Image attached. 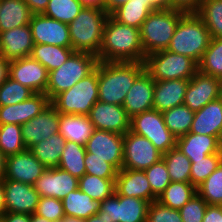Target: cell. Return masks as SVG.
Listing matches in <instances>:
<instances>
[{
  "mask_svg": "<svg viewBox=\"0 0 222 222\" xmlns=\"http://www.w3.org/2000/svg\"><path fill=\"white\" fill-rule=\"evenodd\" d=\"M97 57L99 62H144L140 29L119 23L109 15Z\"/></svg>",
  "mask_w": 222,
  "mask_h": 222,
  "instance_id": "cell-1",
  "label": "cell"
},
{
  "mask_svg": "<svg viewBox=\"0 0 222 222\" xmlns=\"http://www.w3.org/2000/svg\"><path fill=\"white\" fill-rule=\"evenodd\" d=\"M144 70L143 62H98V101L123 105L126 94Z\"/></svg>",
  "mask_w": 222,
  "mask_h": 222,
  "instance_id": "cell-2",
  "label": "cell"
},
{
  "mask_svg": "<svg viewBox=\"0 0 222 222\" xmlns=\"http://www.w3.org/2000/svg\"><path fill=\"white\" fill-rule=\"evenodd\" d=\"M212 37L201 18L195 12L185 13L176 26L167 50L201 61Z\"/></svg>",
  "mask_w": 222,
  "mask_h": 222,
  "instance_id": "cell-3",
  "label": "cell"
},
{
  "mask_svg": "<svg viewBox=\"0 0 222 222\" xmlns=\"http://www.w3.org/2000/svg\"><path fill=\"white\" fill-rule=\"evenodd\" d=\"M109 15L101 8L83 7L68 24L72 49L98 56L105 22Z\"/></svg>",
  "mask_w": 222,
  "mask_h": 222,
  "instance_id": "cell-4",
  "label": "cell"
},
{
  "mask_svg": "<svg viewBox=\"0 0 222 222\" xmlns=\"http://www.w3.org/2000/svg\"><path fill=\"white\" fill-rule=\"evenodd\" d=\"M186 12L178 9L151 12L140 28V40L145 56L169 47L180 18Z\"/></svg>",
  "mask_w": 222,
  "mask_h": 222,
  "instance_id": "cell-5",
  "label": "cell"
},
{
  "mask_svg": "<svg viewBox=\"0 0 222 222\" xmlns=\"http://www.w3.org/2000/svg\"><path fill=\"white\" fill-rule=\"evenodd\" d=\"M98 62V57L91 53L74 52L60 67L49 72L45 94L52 101L58 94L92 73Z\"/></svg>",
  "mask_w": 222,
  "mask_h": 222,
  "instance_id": "cell-6",
  "label": "cell"
},
{
  "mask_svg": "<svg viewBox=\"0 0 222 222\" xmlns=\"http://www.w3.org/2000/svg\"><path fill=\"white\" fill-rule=\"evenodd\" d=\"M98 101V64L96 69L70 89L58 94L51 104L60 114L88 116Z\"/></svg>",
  "mask_w": 222,
  "mask_h": 222,
  "instance_id": "cell-7",
  "label": "cell"
},
{
  "mask_svg": "<svg viewBox=\"0 0 222 222\" xmlns=\"http://www.w3.org/2000/svg\"><path fill=\"white\" fill-rule=\"evenodd\" d=\"M145 71L155 80H190L198 71V64L190 57L167 49L153 52L144 59Z\"/></svg>",
  "mask_w": 222,
  "mask_h": 222,
  "instance_id": "cell-8",
  "label": "cell"
},
{
  "mask_svg": "<svg viewBox=\"0 0 222 222\" xmlns=\"http://www.w3.org/2000/svg\"><path fill=\"white\" fill-rule=\"evenodd\" d=\"M130 131L146 137L161 152L166 153L176 147V137L164 123L162 112L152 109L131 118Z\"/></svg>",
  "mask_w": 222,
  "mask_h": 222,
  "instance_id": "cell-9",
  "label": "cell"
},
{
  "mask_svg": "<svg viewBox=\"0 0 222 222\" xmlns=\"http://www.w3.org/2000/svg\"><path fill=\"white\" fill-rule=\"evenodd\" d=\"M149 202L114 192L99 203L97 214L108 222H146Z\"/></svg>",
  "mask_w": 222,
  "mask_h": 222,
  "instance_id": "cell-10",
  "label": "cell"
},
{
  "mask_svg": "<svg viewBox=\"0 0 222 222\" xmlns=\"http://www.w3.org/2000/svg\"><path fill=\"white\" fill-rule=\"evenodd\" d=\"M161 153L146 137L130 130L124 134L122 169L144 171L162 159Z\"/></svg>",
  "mask_w": 222,
  "mask_h": 222,
  "instance_id": "cell-11",
  "label": "cell"
},
{
  "mask_svg": "<svg viewBox=\"0 0 222 222\" xmlns=\"http://www.w3.org/2000/svg\"><path fill=\"white\" fill-rule=\"evenodd\" d=\"M123 143L122 134L94 129L85 148L86 152L91 153V157L103 159L120 171L123 164Z\"/></svg>",
  "mask_w": 222,
  "mask_h": 222,
  "instance_id": "cell-12",
  "label": "cell"
},
{
  "mask_svg": "<svg viewBox=\"0 0 222 222\" xmlns=\"http://www.w3.org/2000/svg\"><path fill=\"white\" fill-rule=\"evenodd\" d=\"M29 25L34 44L72 47L68 24L43 14H33Z\"/></svg>",
  "mask_w": 222,
  "mask_h": 222,
  "instance_id": "cell-13",
  "label": "cell"
},
{
  "mask_svg": "<svg viewBox=\"0 0 222 222\" xmlns=\"http://www.w3.org/2000/svg\"><path fill=\"white\" fill-rule=\"evenodd\" d=\"M48 71L31 56L10 60L9 77L35 93H46Z\"/></svg>",
  "mask_w": 222,
  "mask_h": 222,
  "instance_id": "cell-14",
  "label": "cell"
},
{
  "mask_svg": "<svg viewBox=\"0 0 222 222\" xmlns=\"http://www.w3.org/2000/svg\"><path fill=\"white\" fill-rule=\"evenodd\" d=\"M222 81L199 70L189 80L183 104L196 112L220 97Z\"/></svg>",
  "mask_w": 222,
  "mask_h": 222,
  "instance_id": "cell-15",
  "label": "cell"
},
{
  "mask_svg": "<svg viewBox=\"0 0 222 222\" xmlns=\"http://www.w3.org/2000/svg\"><path fill=\"white\" fill-rule=\"evenodd\" d=\"M94 129L124 135L130 130L131 118L122 105L97 101L88 115Z\"/></svg>",
  "mask_w": 222,
  "mask_h": 222,
  "instance_id": "cell-16",
  "label": "cell"
},
{
  "mask_svg": "<svg viewBox=\"0 0 222 222\" xmlns=\"http://www.w3.org/2000/svg\"><path fill=\"white\" fill-rule=\"evenodd\" d=\"M60 113L50 103L40 114L21 125L27 149L59 132Z\"/></svg>",
  "mask_w": 222,
  "mask_h": 222,
  "instance_id": "cell-17",
  "label": "cell"
},
{
  "mask_svg": "<svg viewBox=\"0 0 222 222\" xmlns=\"http://www.w3.org/2000/svg\"><path fill=\"white\" fill-rule=\"evenodd\" d=\"M47 168L26 149L6 157L4 179L34 185Z\"/></svg>",
  "mask_w": 222,
  "mask_h": 222,
  "instance_id": "cell-18",
  "label": "cell"
},
{
  "mask_svg": "<svg viewBox=\"0 0 222 222\" xmlns=\"http://www.w3.org/2000/svg\"><path fill=\"white\" fill-rule=\"evenodd\" d=\"M79 179L59 167L47 168L34 183L40 197L62 200L69 192L78 188Z\"/></svg>",
  "mask_w": 222,
  "mask_h": 222,
  "instance_id": "cell-19",
  "label": "cell"
},
{
  "mask_svg": "<svg viewBox=\"0 0 222 222\" xmlns=\"http://www.w3.org/2000/svg\"><path fill=\"white\" fill-rule=\"evenodd\" d=\"M6 212L34 214L40 195L33 185L4 179Z\"/></svg>",
  "mask_w": 222,
  "mask_h": 222,
  "instance_id": "cell-20",
  "label": "cell"
},
{
  "mask_svg": "<svg viewBox=\"0 0 222 222\" xmlns=\"http://www.w3.org/2000/svg\"><path fill=\"white\" fill-rule=\"evenodd\" d=\"M51 103L45 93H35L14 105L0 106V125H23L40 114Z\"/></svg>",
  "mask_w": 222,
  "mask_h": 222,
  "instance_id": "cell-21",
  "label": "cell"
},
{
  "mask_svg": "<svg viewBox=\"0 0 222 222\" xmlns=\"http://www.w3.org/2000/svg\"><path fill=\"white\" fill-rule=\"evenodd\" d=\"M154 87L155 80L145 70L136 78L122 105L130 118L153 109Z\"/></svg>",
  "mask_w": 222,
  "mask_h": 222,
  "instance_id": "cell-22",
  "label": "cell"
},
{
  "mask_svg": "<svg viewBox=\"0 0 222 222\" xmlns=\"http://www.w3.org/2000/svg\"><path fill=\"white\" fill-rule=\"evenodd\" d=\"M115 192L122 196L141 198L149 203L158 198L152 192L147 176L142 170L121 169L118 171Z\"/></svg>",
  "mask_w": 222,
  "mask_h": 222,
  "instance_id": "cell-23",
  "label": "cell"
},
{
  "mask_svg": "<svg viewBox=\"0 0 222 222\" xmlns=\"http://www.w3.org/2000/svg\"><path fill=\"white\" fill-rule=\"evenodd\" d=\"M33 45L30 25L0 32V54L9 61L30 56Z\"/></svg>",
  "mask_w": 222,
  "mask_h": 222,
  "instance_id": "cell-24",
  "label": "cell"
},
{
  "mask_svg": "<svg viewBox=\"0 0 222 222\" xmlns=\"http://www.w3.org/2000/svg\"><path fill=\"white\" fill-rule=\"evenodd\" d=\"M191 133L209 135L222 141V100L220 97L194 113Z\"/></svg>",
  "mask_w": 222,
  "mask_h": 222,
  "instance_id": "cell-25",
  "label": "cell"
},
{
  "mask_svg": "<svg viewBox=\"0 0 222 222\" xmlns=\"http://www.w3.org/2000/svg\"><path fill=\"white\" fill-rule=\"evenodd\" d=\"M189 80L172 79L155 81L153 109L164 112L182 105Z\"/></svg>",
  "mask_w": 222,
  "mask_h": 222,
  "instance_id": "cell-26",
  "label": "cell"
},
{
  "mask_svg": "<svg viewBox=\"0 0 222 222\" xmlns=\"http://www.w3.org/2000/svg\"><path fill=\"white\" fill-rule=\"evenodd\" d=\"M176 147L190 160H199L210 154L222 153V143L216 137L191 132L177 138Z\"/></svg>",
  "mask_w": 222,
  "mask_h": 222,
  "instance_id": "cell-27",
  "label": "cell"
},
{
  "mask_svg": "<svg viewBox=\"0 0 222 222\" xmlns=\"http://www.w3.org/2000/svg\"><path fill=\"white\" fill-rule=\"evenodd\" d=\"M32 15L24 0H0V32L29 25Z\"/></svg>",
  "mask_w": 222,
  "mask_h": 222,
  "instance_id": "cell-28",
  "label": "cell"
},
{
  "mask_svg": "<svg viewBox=\"0 0 222 222\" xmlns=\"http://www.w3.org/2000/svg\"><path fill=\"white\" fill-rule=\"evenodd\" d=\"M94 130L88 116L60 114L59 133L66 140L86 145Z\"/></svg>",
  "mask_w": 222,
  "mask_h": 222,
  "instance_id": "cell-29",
  "label": "cell"
},
{
  "mask_svg": "<svg viewBox=\"0 0 222 222\" xmlns=\"http://www.w3.org/2000/svg\"><path fill=\"white\" fill-rule=\"evenodd\" d=\"M61 201L65 216L86 220L99 211V202L93 200L79 188L69 192Z\"/></svg>",
  "mask_w": 222,
  "mask_h": 222,
  "instance_id": "cell-30",
  "label": "cell"
},
{
  "mask_svg": "<svg viewBox=\"0 0 222 222\" xmlns=\"http://www.w3.org/2000/svg\"><path fill=\"white\" fill-rule=\"evenodd\" d=\"M65 143V137L57 132L50 138L32 146L29 150L46 168H55L59 166Z\"/></svg>",
  "mask_w": 222,
  "mask_h": 222,
  "instance_id": "cell-31",
  "label": "cell"
},
{
  "mask_svg": "<svg viewBox=\"0 0 222 222\" xmlns=\"http://www.w3.org/2000/svg\"><path fill=\"white\" fill-rule=\"evenodd\" d=\"M155 11L147 0H128L111 16L119 23L140 29L148 15Z\"/></svg>",
  "mask_w": 222,
  "mask_h": 222,
  "instance_id": "cell-32",
  "label": "cell"
},
{
  "mask_svg": "<svg viewBox=\"0 0 222 222\" xmlns=\"http://www.w3.org/2000/svg\"><path fill=\"white\" fill-rule=\"evenodd\" d=\"M74 52L72 47L34 44L30 56L39 61L49 73L60 67Z\"/></svg>",
  "mask_w": 222,
  "mask_h": 222,
  "instance_id": "cell-33",
  "label": "cell"
},
{
  "mask_svg": "<svg viewBox=\"0 0 222 222\" xmlns=\"http://www.w3.org/2000/svg\"><path fill=\"white\" fill-rule=\"evenodd\" d=\"M85 154V146L66 140L58 167L68 171L72 176H75L79 179L86 172L84 165Z\"/></svg>",
  "mask_w": 222,
  "mask_h": 222,
  "instance_id": "cell-34",
  "label": "cell"
},
{
  "mask_svg": "<svg viewBox=\"0 0 222 222\" xmlns=\"http://www.w3.org/2000/svg\"><path fill=\"white\" fill-rule=\"evenodd\" d=\"M195 194H197V188L191 183L171 181L166 189L158 196L157 201L171 209L179 210Z\"/></svg>",
  "mask_w": 222,
  "mask_h": 222,
  "instance_id": "cell-35",
  "label": "cell"
},
{
  "mask_svg": "<svg viewBox=\"0 0 222 222\" xmlns=\"http://www.w3.org/2000/svg\"><path fill=\"white\" fill-rule=\"evenodd\" d=\"M194 111L184 104L162 112L164 123L170 132L179 138L190 132Z\"/></svg>",
  "mask_w": 222,
  "mask_h": 222,
  "instance_id": "cell-36",
  "label": "cell"
},
{
  "mask_svg": "<svg viewBox=\"0 0 222 222\" xmlns=\"http://www.w3.org/2000/svg\"><path fill=\"white\" fill-rule=\"evenodd\" d=\"M171 181L190 183L191 161L177 147L162 156Z\"/></svg>",
  "mask_w": 222,
  "mask_h": 222,
  "instance_id": "cell-37",
  "label": "cell"
},
{
  "mask_svg": "<svg viewBox=\"0 0 222 222\" xmlns=\"http://www.w3.org/2000/svg\"><path fill=\"white\" fill-rule=\"evenodd\" d=\"M195 13L201 18L212 38H222V0H202Z\"/></svg>",
  "mask_w": 222,
  "mask_h": 222,
  "instance_id": "cell-38",
  "label": "cell"
},
{
  "mask_svg": "<svg viewBox=\"0 0 222 222\" xmlns=\"http://www.w3.org/2000/svg\"><path fill=\"white\" fill-rule=\"evenodd\" d=\"M78 188L100 203L115 192V179H102L98 176L84 174L79 178Z\"/></svg>",
  "mask_w": 222,
  "mask_h": 222,
  "instance_id": "cell-39",
  "label": "cell"
},
{
  "mask_svg": "<svg viewBox=\"0 0 222 222\" xmlns=\"http://www.w3.org/2000/svg\"><path fill=\"white\" fill-rule=\"evenodd\" d=\"M198 70L206 75L219 78L222 81V38H212L201 61Z\"/></svg>",
  "mask_w": 222,
  "mask_h": 222,
  "instance_id": "cell-40",
  "label": "cell"
},
{
  "mask_svg": "<svg viewBox=\"0 0 222 222\" xmlns=\"http://www.w3.org/2000/svg\"><path fill=\"white\" fill-rule=\"evenodd\" d=\"M83 7L79 0H49L42 14L69 24L77 17Z\"/></svg>",
  "mask_w": 222,
  "mask_h": 222,
  "instance_id": "cell-41",
  "label": "cell"
},
{
  "mask_svg": "<svg viewBox=\"0 0 222 222\" xmlns=\"http://www.w3.org/2000/svg\"><path fill=\"white\" fill-rule=\"evenodd\" d=\"M21 126L17 124L0 125V151L7 157L26 150Z\"/></svg>",
  "mask_w": 222,
  "mask_h": 222,
  "instance_id": "cell-42",
  "label": "cell"
},
{
  "mask_svg": "<svg viewBox=\"0 0 222 222\" xmlns=\"http://www.w3.org/2000/svg\"><path fill=\"white\" fill-rule=\"evenodd\" d=\"M197 193L208 205H222V162L217 169L197 187Z\"/></svg>",
  "mask_w": 222,
  "mask_h": 222,
  "instance_id": "cell-43",
  "label": "cell"
},
{
  "mask_svg": "<svg viewBox=\"0 0 222 222\" xmlns=\"http://www.w3.org/2000/svg\"><path fill=\"white\" fill-rule=\"evenodd\" d=\"M190 161V183L197 188L220 165L222 162V153H214L207 155L203 159Z\"/></svg>",
  "mask_w": 222,
  "mask_h": 222,
  "instance_id": "cell-44",
  "label": "cell"
},
{
  "mask_svg": "<svg viewBox=\"0 0 222 222\" xmlns=\"http://www.w3.org/2000/svg\"><path fill=\"white\" fill-rule=\"evenodd\" d=\"M34 91L8 77L0 85V106L14 105L30 98Z\"/></svg>",
  "mask_w": 222,
  "mask_h": 222,
  "instance_id": "cell-45",
  "label": "cell"
},
{
  "mask_svg": "<svg viewBox=\"0 0 222 222\" xmlns=\"http://www.w3.org/2000/svg\"><path fill=\"white\" fill-rule=\"evenodd\" d=\"M152 192L158 197L171 183L167 166L163 159L144 170Z\"/></svg>",
  "mask_w": 222,
  "mask_h": 222,
  "instance_id": "cell-46",
  "label": "cell"
},
{
  "mask_svg": "<svg viewBox=\"0 0 222 222\" xmlns=\"http://www.w3.org/2000/svg\"><path fill=\"white\" fill-rule=\"evenodd\" d=\"M86 172L98 176L102 179H116L118 171L110 164L97 157H91V153L86 152L84 158Z\"/></svg>",
  "mask_w": 222,
  "mask_h": 222,
  "instance_id": "cell-47",
  "label": "cell"
},
{
  "mask_svg": "<svg viewBox=\"0 0 222 222\" xmlns=\"http://www.w3.org/2000/svg\"><path fill=\"white\" fill-rule=\"evenodd\" d=\"M146 222H183L180 212L177 209H171L157 200L149 204L146 216Z\"/></svg>",
  "mask_w": 222,
  "mask_h": 222,
  "instance_id": "cell-48",
  "label": "cell"
},
{
  "mask_svg": "<svg viewBox=\"0 0 222 222\" xmlns=\"http://www.w3.org/2000/svg\"><path fill=\"white\" fill-rule=\"evenodd\" d=\"M35 214L48 221H60L65 217L62 201L53 197H40Z\"/></svg>",
  "mask_w": 222,
  "mask_h": 222,
  "instance_id": "cell-49",
  "label": "cell"
},
{
  "mask_svg": "<svg viewBox=\"0 0 222 222\" xmlns=\"http://www.w3.org/2000/svg\"><path fill=\"white\" fill-rule=\"evenodd\" d=\"M208 204L197 193L179 209L183 222H202Z\"/></svg>",
  "mask_w": 222,
  "mask_h": 222,
  "instance_id": "cell-50",
  "label": "cell"
},
{
  "mask_svg": "<svg viewBox=\"0 0 222 222\" xmlns=\"http://www.w3.org/2000/svg\"><path fill=\"white\" fill-rule=\"evenodd\" d=\"M202 0H172V9L182 10L186 13L196 12Z\"/></svg>",
  "mask_w": 222,
  "mask_h": 222,
  "instance_id": "cell-51",
  "label": "cell"
},
{
  "mask_svg": "<svg viewBox=\"0 0 222 222\" xmlns=\"http://www.w3.org/2000/svg\"><path fill=\"white\" fill-rule=\"evenodd\" d=\"M202 222H222V205H208Z\"/></svg>",
  "mask_w": 222,
  "mask_h": 222,
  "instance_id": "cell-52",
  "label": "cell"
},
{
  "mask_svg": "<svg viewBox=\"0 0 222 222\" xmlns=\"http://www.w3.org/2000/svg\"><path fill=\"white\" fill-rule=\"evenodd\" d=\"M33 14H42L49 0H24Z\"/></svg>",
  "mask_w": 222,
  "mask_h": 222,
  "instance_id": "cell-53",
  "label": "cell"
},
{
  "mask_svg": "<svg viewBox=\"0 0 222 222\" xmlns=\"http://www.w3.org/2000/svg\"><path fill=\"white\" fill-rule=\"evenodd\" d=\"M4 222H30V214L6 212L3 215Z\"/></svg>",
  "mask_w": 222,
  "mask_h": 222,
  "instance_id": "cell-54",
  "label": "cell"
},
{
  "mask_svg": "<svg viewBox=\"0 0 222 222\" xmlns=\"http://www.w3.org/2000/svg\"><path fill=\"white\" fill-rule=\"evenodd\" d=\"M128 0H104L103 10L111 15L115 10L121 7Z\"/></svg>",
  "mask_w": 222,
  "mask_h": 222,
  "instance_id": "cell-55",
  "label": "cell"
},
{
  "mask_svg": "<svg viewBox=\"0 0 222 222\" xmlns=\"http://www.w3.org/2000/svg\"><path fill=\"white\" fill-rule=\"evenodd\" d=\"M154 10H170L172 9V0H147Z\"/></svg>",
  "mask_w": 222,
  "mask_h": 222,
  "instance_id": "cell-56",
  "label": "cell"
},
{
  "mask_svg": "<svg viewBox=\"0 0 222 222\" xmlns=\"http://www.w3.org/2000/svg\"><path fill=\"white\" fill-rule=\"evenodd\" d=\"M10 61L0 55V85L9 77Z\"/></svg>",
  "mask_w": 222,
  "mask_h": 222,
  "instance_id": "cell-57",
  "label": "cell"
},
{
  "mask_svg": "<svg viewBox=\"0 0 222 222\" xmlns=\"http://www.w3.org/2000/svg\"><path fill=\"white\" fill-rule=\"evenodd\" d=\"M84 7H94L103 9L104 0H79Z\"/></svg>",
  "mask_w": 222,
  "mask_h": 222,
  "instance_id": "cell-58",
  "label": "cell"
},
{
  "mask_svg": "<svg viewBox=\"0 0 222 222\" xmlns=\"http://www.w3.org/2000/svg\"><path fill=\"white\" fill-rule=\"evenodd\" d=\"M6 213L5 206V192L3 188V182L0 183V217Z\"/></svg>",
  "mask_w": 222,
  "mask_h": 222,
  "instance_id": "cell-59",
  "label": "cell"
},
{
  "mask_svg": "<svg viewBox=\"0 0 222 222\" xmlns=\"http://www.w3.org/2000/svg\"><path fill=\"white\" fill-rule=\"evenodd\" d=\"M6 156L0 151V183L5 177Z\"/></svg>",
  "mask_w": 222,
  "mask_h": 222,
  "instance_id": "cell-60",
  "label": "cell"
},
{
  "mask_svg": "<svg viewBox=\"0 0 222 222\" xmlns=\"http://www.w3.org/2000/svg\"><path fill=\"white\" fill-rule=\"evenodd\" d=\"M85 222H108L105 218L100 217L98 214L90 216Z\"/></svg>",
  "mask_w": 222,
  "mask_h": 222,
  "instance_id": "cell-61",
  "label": "cell"
},
{
  "mask_svg": "<svg viewBox=\"0 0 222 222\" xmlns=\"http://www.w3.org/2000/svg\"><path fill=\"white\" fill-rule=\"evenodd\" d=\"M30 222H52V221H48L44 217H41L34 213L30 215Z\"/></svg>",
  "mask_w": 222,
  "mask_h": 222,
  "instance_id": "cell-62",
  "label": "cell"
},
{
  "mask_svg": "<svg viewBox=\"0 0 222 222\" xmlns=\"http://www.w3.org/2000/svg\"><path fill=\"white\" fill-rule=\"evenodd\" d=\"M63 222H85L84 219H80V218H77V217H73V216H65L63 219H62Z\"/></svg>",
  "mask_w": 222,
  "mask_h": 222,
  "instance_id": "cell-63",
  "label": "cell"
},
{
  "mask_svg": "<svg viewBox=\"0 0 222 222\" xmlns=\"http://www.w3.org/2000/svg\"><path fill=\"white\" fill-rule=\"evenodd\" d=\"M220 99L222 100V87H221V91H220Z\"/></svg>",
  "mask_w": 222,
  "mask_h": 222,
  "instance_id": "cell-64",
  "label": "cell"
},
{
  "mask_svg": "<svg viewBox=\"0 0 222 222\" xmlns=\"http://www.w3.org/2000/svg\"><path fill=\"white\" fill-rule=\"evenodd\" d=\"M0 222H4V221H3V216L0 217Z\"/></svg>",
  "mask_w": 222,
  "mask_h": 222,
  "instance_id": "cell-65",
  "label": "cell"
}]
</instances>
